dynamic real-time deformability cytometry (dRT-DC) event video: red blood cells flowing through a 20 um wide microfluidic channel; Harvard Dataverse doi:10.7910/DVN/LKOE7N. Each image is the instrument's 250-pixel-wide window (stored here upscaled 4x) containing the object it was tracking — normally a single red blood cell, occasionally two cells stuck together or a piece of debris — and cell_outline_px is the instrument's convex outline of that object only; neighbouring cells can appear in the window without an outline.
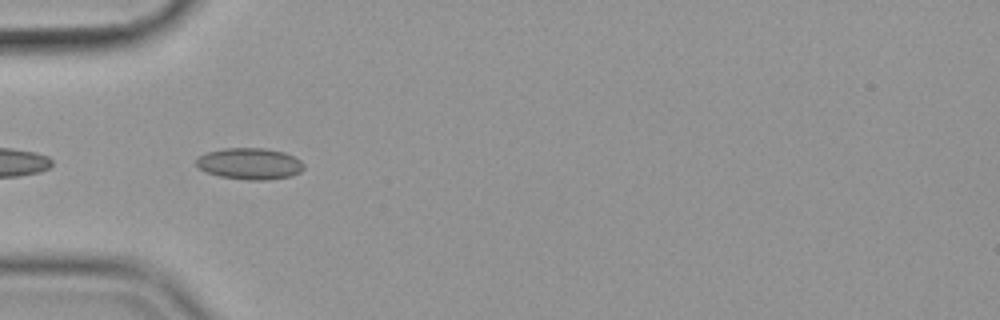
{"species": "common noctule bat (a hibernating species)", "species_latin": "Nyctalus noctula", "temperature_condition": "cold", "stored_images_in_passage": 40, "camera_frame_rate_fps": 3000, "um_per_image_px": 0.085, "animal": {"sex": "female", "body_mass_g": 19.9}, "frame": {"image": 1, "passage_image": 2, "time_ms": 0.333, "image_size_px": [1000, 320], "cell_outline_px": [[304, 168], [300, 172], [292, 176], [268, 180], [248, 180], [220, 176], [208, 172], [200, 168], [196, 164], [196, 156], [208, 152], [224, 148], [264, 148], [284, 152], [300, 160], [304, 164]], "centroid_in_image_um": [21.24, 13.91], "position_along_channel_um": 63.8, "area_um2": 19.71}}
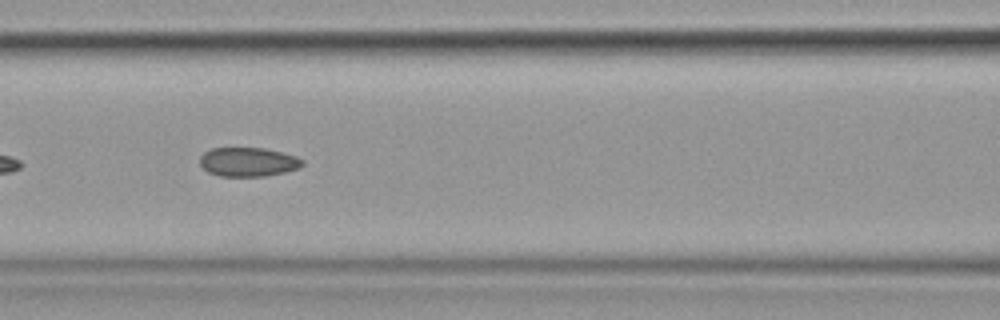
{"frame": {"image": 2, "passage_image": 9, "time_ms": 2.667, "image_size_px": [1000, 320], "cell_outline_px": [[304, 164], [300, 168], [284, 172], [264, 176], [220, 176], [208, 172], [200, 164], [200, 156], [204, 152], [212, 148], [264, 148], [296, 156], [304, 160]], "centroid_in_image_um": [21.1, 13.76], "position_along_channel_um": 145.5, "area_um2": 17.34}}
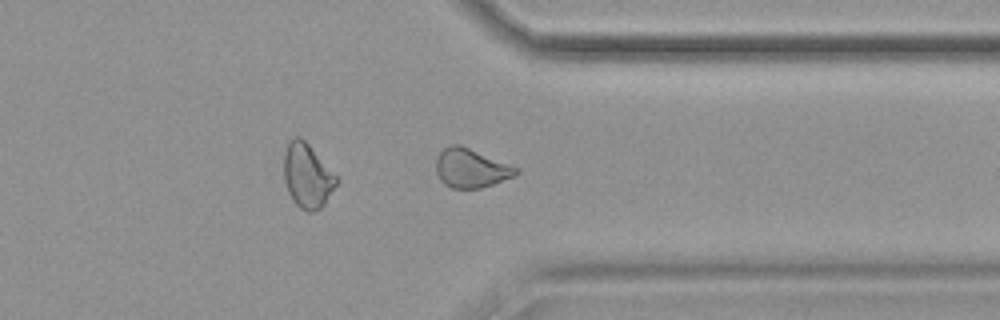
{"frame": {"image": 3, "passage_image": 28, "time_ms": 9.0, "image_size_px": [1000, 320], "cell_outline_px": [[520, 172], [512, 176], [492, 184], [480, 188], [452, 188], [444, 184], [440, 180], [436, 172], [436, 156], [444, 148], [452, 144], [460, 144], [520, 168]], "centroid_in_image_um": [40.01, 14.28], "position_along_channel_um": 371.4, "area_um2": 18.15}, "authors_computed_cell_mechanics": {"area_um2": 17.8602, "velocity_mm_per_s": 3.5807, "shape_relaxation_time_tau1_ms": null, "shape_relaxation_time_tau2_ms": 2.6323, "deformation_change_tau1": null, "deformation_change_tau2": 0.0853}}